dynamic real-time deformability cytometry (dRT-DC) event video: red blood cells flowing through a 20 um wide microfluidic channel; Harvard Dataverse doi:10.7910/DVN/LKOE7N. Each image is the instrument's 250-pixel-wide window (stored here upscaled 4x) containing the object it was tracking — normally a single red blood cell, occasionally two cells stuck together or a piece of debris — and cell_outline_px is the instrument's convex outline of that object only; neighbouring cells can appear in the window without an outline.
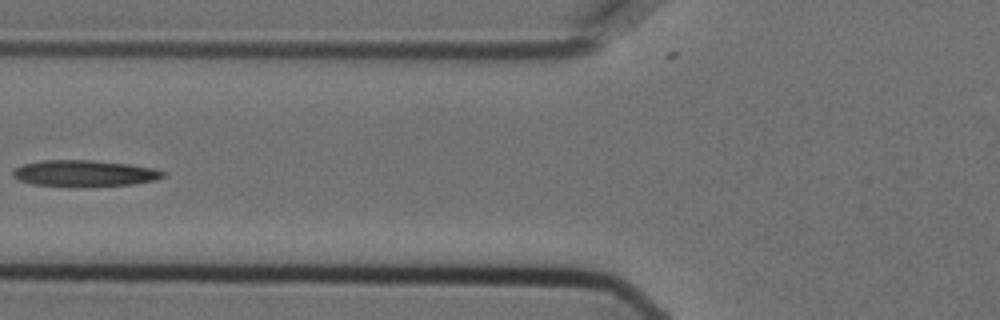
{"species": "Egyptian fruit bat (a non-hibernating species)", "species_latin": "Rousettus aegyptiacus", "temperature_condition": "cold", "stored_images_in_passage": 26, "camera_frame_rate_fps": 3000, "um_per_image_px": 0.085, "animal": {"sex": "female"}, "frame": {"image": 1, "passage_image": 2, "time_ms": 0.333, "image_size_px": [1000, 320], "cell_outline_px": [[164, 176], [156, 180], [132, 184], [32, 184], [20, 180], [12, 176], [12, 172], [16, 168], [24, 164], [44, 160], [92, 160], [128, 164], [156, 168], [164, 172]], "centroid_in_image_um": [7.2, 14.69], "position_along_channel_um": 118.6, "area_um2": 21.91}}
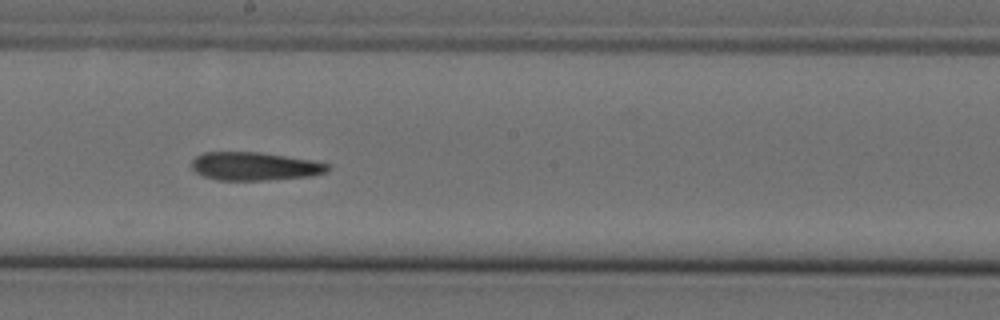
{"frame": {"image": 2, "passage_image": 11, "time_ms": 3.333, "image_size_px": [1000, 320], "cell_outline_px": [[332, 168], [328, 172], [312, 176], [264, 180], [216, 180], [204, 176], [196, 172], [192, 168], [192, 160], [196, 156], [204, 152], [260, 152], [312, 160], [328, 164]], "centroid_in_image_um": [21.67, 14.13], "position_along_channel_um": 226.5, "area_um2": 22.48}}
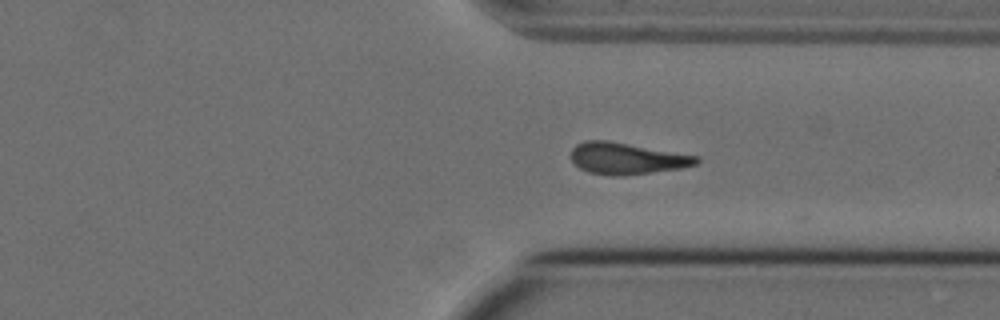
{"frame": {"image": 3, "passage_image": 22, "time_ms": 7.0, "image_size_px": [1000, 320], "cell_outline_px": [[700, 160], [696, 164], [680, 168], [624, 176], [612, 176], [588, 172], [580, 168], [572, 160], [572, 148], [576, 144], [584, 140], [608, 140], [700, 156]], "centroid_in_image_um": [53.28, 13.46], "position_along_channel_um": 358.1, "area_um2": 23.12}, "authors_computed_cell_mechanics": {"area_um2": 22.831, "velocity_mm_per_s": 3.5858, "shape_relaxation_time_tau1_ms": 9.0776, "shape_relaxation_time_tau2_ms": 7.047, "deformation_change_tau1": 0.2178, "deformation_change_tau2": 0.1728}}